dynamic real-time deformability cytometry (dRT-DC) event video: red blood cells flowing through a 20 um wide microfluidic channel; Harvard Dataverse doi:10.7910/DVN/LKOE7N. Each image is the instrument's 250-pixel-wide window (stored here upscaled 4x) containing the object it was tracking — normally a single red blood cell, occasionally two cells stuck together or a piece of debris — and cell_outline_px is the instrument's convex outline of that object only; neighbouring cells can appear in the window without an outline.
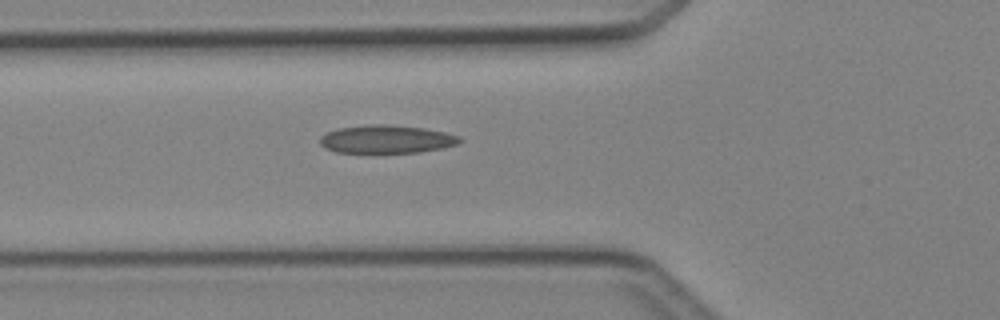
{"species": "Egyptian fruit bat (a non-hibernating species)", "species_latin": "Rousettus aegyptiacus", "temperature_condition": "cold", "stored_images_in_passage": 2, "camera_frame_rate_fps": 3000, "um_per_image_px": 0.085, "animal": {"sex": "female"}, "frame": {"image": 1, "passage_image": 2, "time_ms": 2.0, "image_size_px": [1000, 320], "cell_outline_px": [[464, 140], [456, 144], [440, 148], [420, 152], [336, 152], [324, 148], [320, 144], [320, 136], [336, 128], [368, 124], [384, 124], [424, 128], [444, 132], [460, 136]], "centroid_in_image_um": [32.83, 11.82], "position_along_channel_um": 93.0, "area_um2": 22.83}}